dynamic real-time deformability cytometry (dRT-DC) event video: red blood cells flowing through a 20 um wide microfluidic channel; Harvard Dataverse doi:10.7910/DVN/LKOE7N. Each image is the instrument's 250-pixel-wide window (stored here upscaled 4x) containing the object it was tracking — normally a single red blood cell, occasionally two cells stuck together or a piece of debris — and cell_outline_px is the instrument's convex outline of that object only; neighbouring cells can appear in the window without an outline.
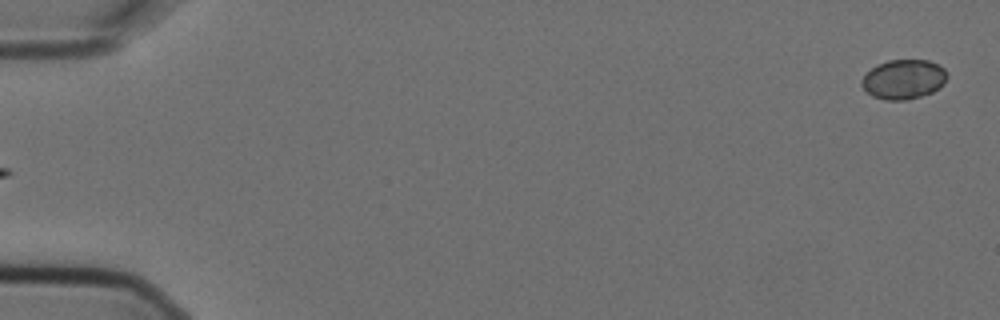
{"species": "Egyptian fruit bat (a non-hibernating species)", "species_latin": "Rousettus aegyptiacus", "temperature_condition": "cold", "stored_images_in_passage": 8, "camera_frame_rate_fps": 3000, "um_per_image_px": 0.085, "animal": {"sex": "female"}, "frame": {"image": 1, "passage_image": 1, "time_ms": 0.0, "image_size_px": [1000, 320], "cell_outline_px": [[948, 76], [944, 84], [940, 88], [932, 92], [908, 100], [884, 100], [872, 96], [860, 84], [860, 80], [876, 64], [888, 60], [928, 60], [944, 68]], "centroid_in_image_um": [76.81, 6.74], "position_along_channel_um": 8.2, "area_um2": 19.77}}
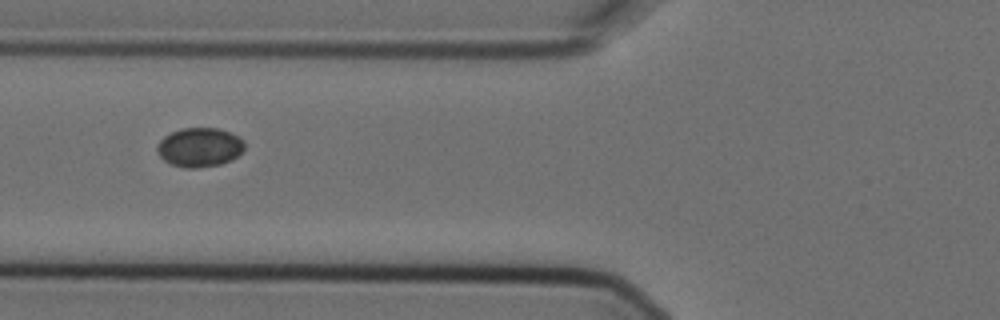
{"frame": {"image": 2, "passage_image": 7, "time_ms": 2.0, "image_size_px": [1000, 320], "cell_outline_px": [[244, 148], [232, 160], [220, 164], [196, 168], [184, 168], [172, 164], [164, 160], [156, 152], [156, 148], [160, 140], [164, 136], [180, 128], [216, 128], [228, 132], [244, 140]], "centroid_in_image_um": [16.93, 12.52], "position_along_channel_um": 108.9, "area_um2": 19.83}}
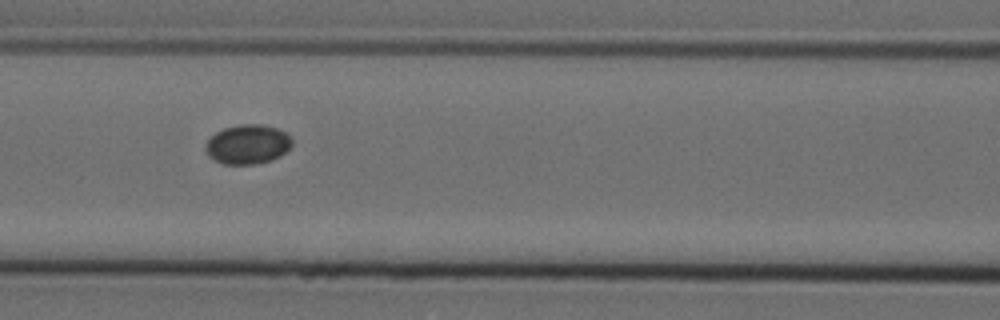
{"frame": {"image": 3, "passage_image": 8, "time_ms": 2.333, "image_size_px": [1000, 320], "cell_outline_px": [[292, 144], [280, 156], [272, 160], [256, 164], [224, 164], [208, 156], [204, 148], [204, 144], [216, 132], [224, 128], [240, 124], [264, 124], [276, 128], [292, 136]], "centroid_in_image_um": [21.05, 12.26], "position_along_channel_um": 145.6, "area_um2": 19.94}}